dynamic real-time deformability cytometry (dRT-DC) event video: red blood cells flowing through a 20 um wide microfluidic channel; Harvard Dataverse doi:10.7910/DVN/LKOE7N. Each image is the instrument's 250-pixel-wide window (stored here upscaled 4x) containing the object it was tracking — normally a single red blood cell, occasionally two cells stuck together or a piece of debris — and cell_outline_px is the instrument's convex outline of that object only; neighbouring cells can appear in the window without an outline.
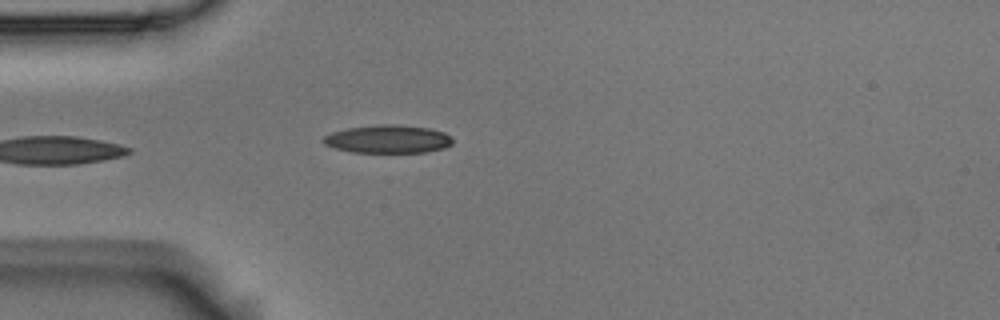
{"species": "Egyptian fruit bat (a non-hibernating species)", "species_latin": "Rousettus aegyptiacus", "temperature_condition": "room temperature", "stored_images_in_passage": 5, "camera_frame_rate_fps": 3000, "um_per_image_px": 0.085, "animal": {"sex": "male"}, "frame": {"image": 1, "passage_image": 5, "time_ms": 1.333, "image_size_px": [1000, 320], "cell_outline_px": [[452, 144], [444, 148], [424, 152], [352, 152], [336, 148], [324, 144], [320, 140], [324, 136], [332, 132], [348, 128], [380, 124], [400, 124], [428, 128], [444, 132], [452, 136]], "centroid_in_image_um": [32.98, 11.81], "position_along_channel_um": 52.0, "area_um2": 21.21}}